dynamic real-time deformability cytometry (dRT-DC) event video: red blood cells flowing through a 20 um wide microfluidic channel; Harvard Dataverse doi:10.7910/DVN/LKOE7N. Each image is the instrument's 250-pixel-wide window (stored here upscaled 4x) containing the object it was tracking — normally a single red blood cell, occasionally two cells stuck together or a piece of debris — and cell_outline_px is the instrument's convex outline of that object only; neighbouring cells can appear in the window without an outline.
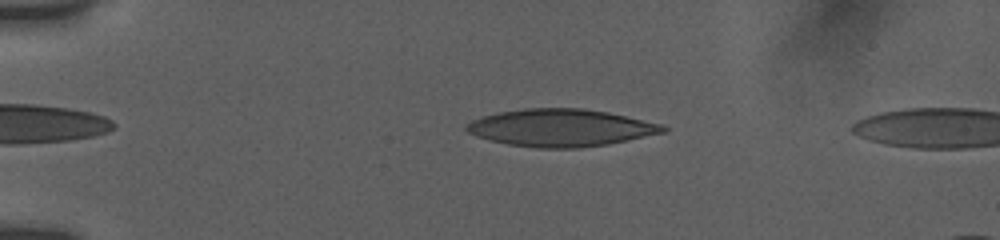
{"species": "human", "species_latin": "Homo sapiens", "temperature_condition": "room temperature", "stored_images_in_passage": 18, "camera_frame_rate_fps": 3000, "um_per_image_px": 0.085, "donor": {"sex": "female"}, "frame": {"image": 1, "passage_image": 13, "time_ms": 3.333, "image_size_px": [1000, 240], "cell_outline_px": [[668, 128], [664, 132], [604, 144], [580, 148], [540, 148], [508, 144], [476, 136], [468, 132], [464, 128], [472, 120], [484, 116], [500, 112], [524, 108], [580, 108], [608, 112], [660, 124]], "centroid_in_image_um": [47.62, 10.85], "position_along_channel_um": 37.4, "area_um2": 42.08}}